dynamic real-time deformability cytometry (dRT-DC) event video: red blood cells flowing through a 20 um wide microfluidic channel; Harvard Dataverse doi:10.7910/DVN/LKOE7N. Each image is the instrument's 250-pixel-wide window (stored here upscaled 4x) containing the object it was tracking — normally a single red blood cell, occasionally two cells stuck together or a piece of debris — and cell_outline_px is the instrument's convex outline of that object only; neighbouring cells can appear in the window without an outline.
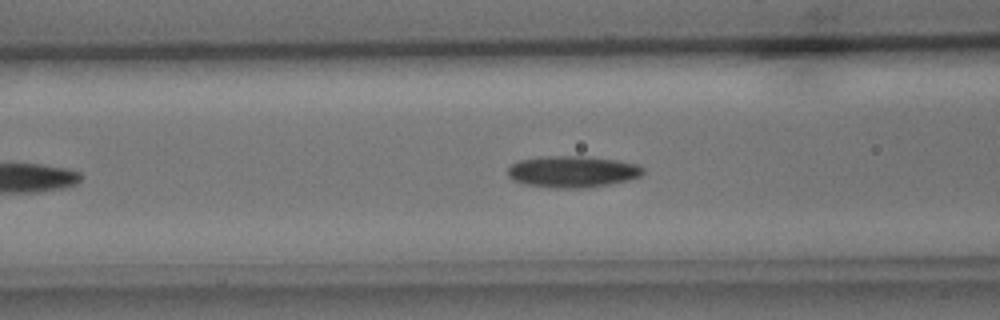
{"species": "common noctule bat (a hibernating species)", "species_latin": "Nyctalus noctula", "temperature_condition": "cold", "stored_images_in_passage": 40, "camera_frame_rate_fps": 3000, "um_per_image_px": 0.085, "animal": {"sex": "male", "body_mass_g": 15.6}, "frame": {"image": 1, "passage_image": 11, "time_ms": 3.333, "image_size_px": [1000, 320], "cell_outline_px": [[644, 172], [640, 176], [628, 180], [608, 184], [584, 188], [556, 188], [524, 184], [512, 180], [508, 176], [508, 168], [512, 164], [520, 160], [540, 156], [584, 156], [616, 160], [636, 164], [644, 168]], "centroid_in_image_um": [48.64, 14.59], "position_along_channel_um": 118.0, "area_um2": 24.85}}
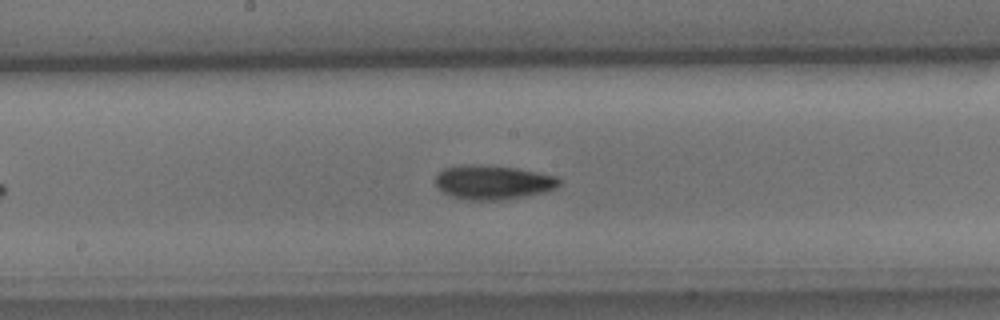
{"frame": {"image": 2, "passage_image": 18, "time_ms": 5.667, "image_size_px": [1000, 320], "cell_outline_px": [[560, 184], [556, 188], [544, 192], [524, 196], [496, 200], [468, 200], [452, 196], [444, 192], [436, 184], [436, 176], [444, 168], [464, 164], [472, 164], [516, 168], [556, 176], [560, 180]], "centroid_in_image_um": [41.9, 15.49], "position_along_channel_um": 206.3, "area_um2": 24.33}}
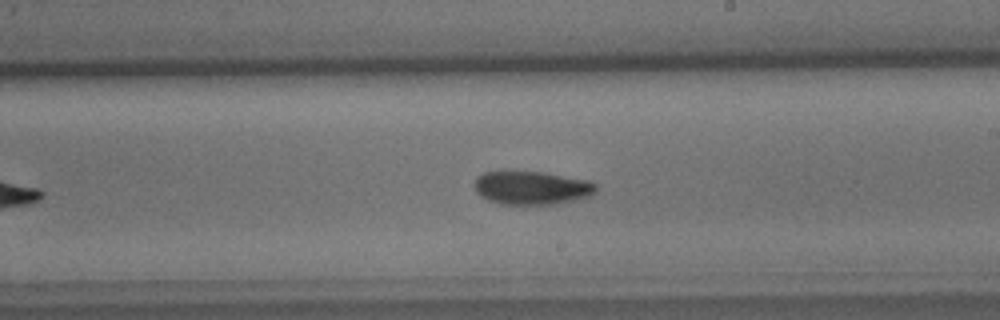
{"frame": {"image": 3, "passage_image": 21, "time_ms": 6.667, "image_size_px": [1000, 320], "cell_outline_px": [[596, 192], [588, 196], [576, 200], [560, 204], [500, 204], [488, 200], [480, 196], [476, 192], [476, 176], [484, 172], [504, 168], [544, 172], [584, 180], [596, 184]], "centroid_in_image_um": [45.12, 15.93], "position_along_channel_um": 243.9, "area_um2": 24.33}, "authors_computed_cell_mechanics": {"area_um2": 23.5246, "velocity_mm_per_s": 3.7797, "shape_relaxation_time_tau1_ms": 4.5525, "shape_relaxation_time_tau2_ms": 8.5056, "deformation_change_tau1": 0.1344, "deformation_change_tau2": 0.1323}}